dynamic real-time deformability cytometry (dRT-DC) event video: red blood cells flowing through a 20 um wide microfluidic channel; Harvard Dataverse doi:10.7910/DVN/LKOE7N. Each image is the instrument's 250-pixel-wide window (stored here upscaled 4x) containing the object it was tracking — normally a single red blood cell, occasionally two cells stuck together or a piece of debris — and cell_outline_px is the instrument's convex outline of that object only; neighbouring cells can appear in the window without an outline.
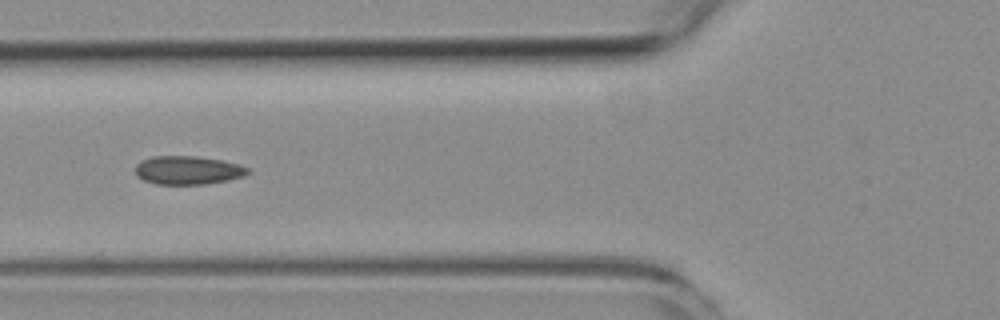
{"species": "common noctule bat (a hibernating species)", "species_latin": "Nyctalus noctula", "temperature_condition": "room temperature", "stored_images_in_passage": 6, "camera_frame_rate_fps": 3000, "um_per_image_px": 0.085, "animal": {"sex": "female", "body_mass_g": 19.3, "forearm_length_mm": 54.1}, "frame": {"image": 1, "passage_image": 3, "time_ms": 2.333, "image_size_px": [1000, 320], "cell_outline_px": [[252, 172], [244, 176], [228, 180], [204, 184], [156, 184], [144, 180], [136, 176], [136, 164], [140, 160], [152, 156], [196, 156], [220, 160], [240, 164], [248, 168]], "centroid_in_image_um": [15.97, 14.46], "position_along_channel_um": 109.8, "area_um2": 18.79}}
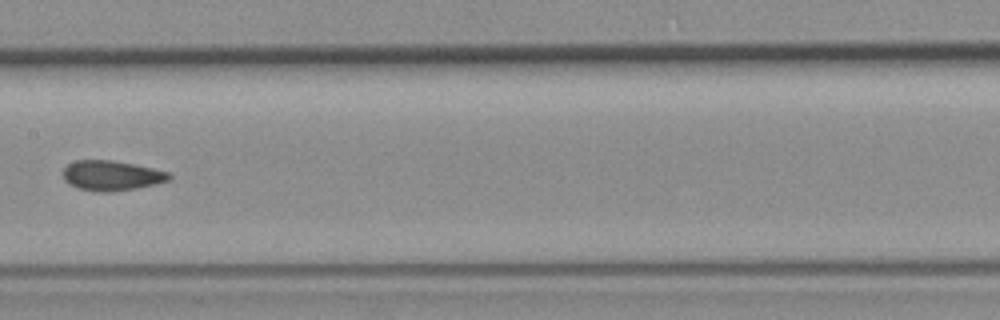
{"frame": {"image": 2, "passage_image": 5, "time_ms": 4.667, "image_size_px": [1000, 320], "cell_outline_px": [[172, 180], [156, 184], [136, 188], [112, 192], [100, 192], [80, 188], [64, 180], [64, 168], [68, 164], [76, 160], [112, 160], [152, 168], [168, 172], [172, 176]], "centroid_in_image_um": [9.52, 14.92], "position_along_channel_um": 197.9, "area_um2": 18.38}}
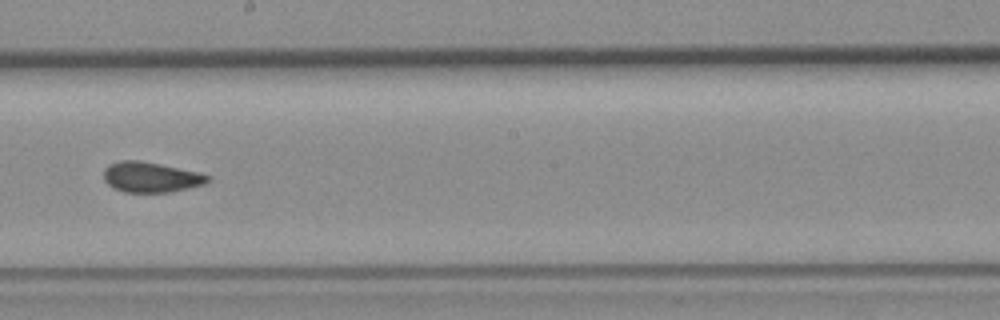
{"frame": {"image": 3, "passage_image": 6, "time_ms": 5.667, "image_size_px": [1000, 320], "cell_outline_px": [[212, 180], [204, 184], [168, 192], [124, 192], [112, 188], [104, 180], [104, 168], [108, 164], [120, 160], [140, 160], [200, 172], [212, 176]], "centroid_in_image_um": [12.82, 15.05], "position_along_channel_um": 235.4, "area_um2": 18.55}}